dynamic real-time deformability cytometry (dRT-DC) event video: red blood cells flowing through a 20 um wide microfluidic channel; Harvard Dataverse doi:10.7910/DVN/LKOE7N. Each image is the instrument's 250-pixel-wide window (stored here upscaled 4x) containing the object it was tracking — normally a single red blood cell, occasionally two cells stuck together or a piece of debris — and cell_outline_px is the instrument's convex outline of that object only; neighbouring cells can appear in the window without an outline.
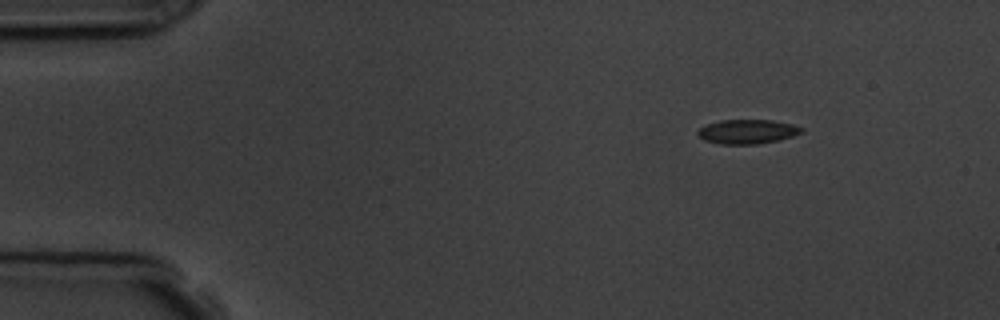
{"species": "common noctule bat (a hibernating species)", "species_latin": "Nyctalus noctula", "temperature_condition": "room temperature", "stored_images_in_passage": 3, "segment_of_instrument_passage": [2, 2], "camera_frame_rate_fps": 3000, "um_per_image_px": 0.085, "animal": {"sex": "male", "body_mass_g": 19.5, "forearm_length_mm": 54.6}, "frame": {"image": 1, "passage_image": 3, "time_ms": 3.333, "image_size_px": [1000, 320], "cell_outline_px": [[804, 132], [780, 140], [756, 144], [720, 144], [704, 140], [696, 132], [704, 124], [720, 120], [772, 120], [792, 124], [804, 128]], "centroid_in_image_um": [63.53, 11.18], "position_along_channel_um": 21.5, "area_um2": 14.8}}